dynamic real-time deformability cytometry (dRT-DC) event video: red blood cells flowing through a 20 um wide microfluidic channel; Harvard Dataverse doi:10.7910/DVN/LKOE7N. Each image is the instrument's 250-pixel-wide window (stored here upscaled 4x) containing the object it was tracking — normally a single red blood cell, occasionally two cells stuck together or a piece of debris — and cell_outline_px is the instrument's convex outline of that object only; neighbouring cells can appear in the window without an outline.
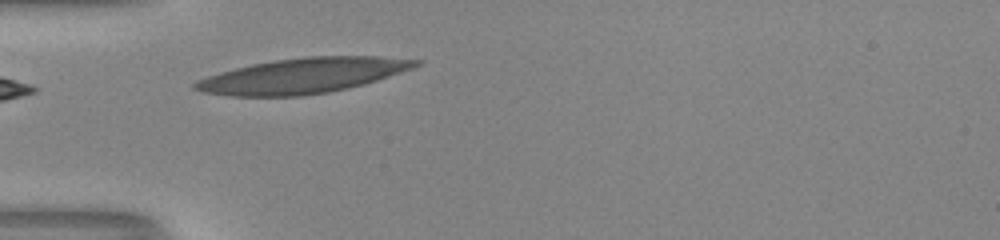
{"species": "human", "species_latin": "Homo sapiens", "temperature_condition": "room temperature", "stored_images_in_passage": 26, "camera_frame_rate_fps": 3000, "um_per_image_px": 0.085, "donor": {"sex": "male"}, "frame": {"image": 1, "passage_image": 1, "time_ms": 0.0, "image_size_px": [1000, 240], "cell_outline_px": [[424, 60], [420, 64], [412, 68], [364, 84], [348, 88], [328, 92], [300, 96], [228, 96], [204, 92], [192, 88], [192, 84], [196, 80], [220, 72], [252, 64], [276, 60], [304, 56], [376, 56]], "centroid_in_image_um": [25.71, 6.43], "position_along_channel_um": 59.3, "area_um2": 44.97}}
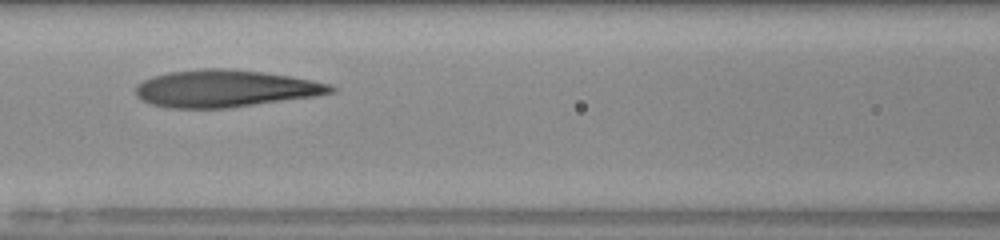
{"frame": {"image": 2, "passage_image": 8, "time_ms": 2.333, "image_size_px": [1000, 240], "cell_outline_px": [[336, 92], [316, 96], [228, 108], [168, 108], [152, 104], [140, 100], [136, 96], [136, 84], [152, 76], [168, 72], [200, 68], [224, 68], [260, 72], [288, 76], [312, 80], [328, 84], [336, 88]], "centroid_in_image_um": [19.1, 7.53], "position_along_channel_um": 147.5, "area_um2": 42.25}}
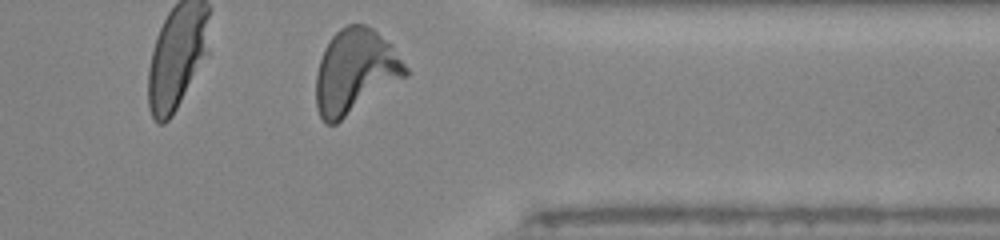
{"frame": {"image": 3, "passage_image": 26, "time_ms": 8.333, "image_size_px": [1000, 240], "cell_outline_px": [[408, 76], [336, 124], [324, 124], [316, 108], [316, 72], [324, 48], [332, 36], [340, 28], [348, 24], [364, 24], [372, 28], [392, 44], [408, 68]], "centroid_in_image_um": [30.19, 6.08], "position_along_channel_um": 381.2, "area_um2": 44.27}, "authors_computed_cell_mechanics": {"area_um2": 41.4715, "velocity_mm_per_s": 4.0182, "shape_relaxation_time_tau1_ms": 8.9255, "shape_relaxation_time_tau2_ms": 1.7357, "deformation_change_tau1": 0.3144, "deformation_change_tau2": 0.1096}}